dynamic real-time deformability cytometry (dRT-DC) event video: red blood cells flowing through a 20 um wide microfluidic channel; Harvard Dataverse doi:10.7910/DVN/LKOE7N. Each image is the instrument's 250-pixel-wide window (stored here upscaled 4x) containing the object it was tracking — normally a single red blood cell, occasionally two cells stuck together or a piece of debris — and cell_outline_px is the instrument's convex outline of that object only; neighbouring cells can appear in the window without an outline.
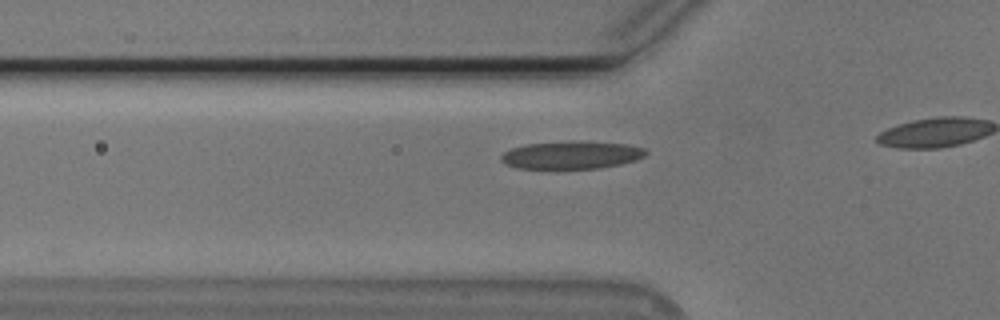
{"species": "Egyptian fruit bat (a non-hibernating species)", "species_latin": "Rousettus aegyptiacus", "temperature_condition": "cold", "stored_images_in_passage": 12, "camera_frame_rate_fps": 3000, "um_per_image_px": 0.085, "animal": {"sex": "male"}, "frame": {"image": 1, "passage_image": 7, "time_ms": 2.0, "image_size_px": [1000, 320], "cell_outline_px": [[648, 152], [644, 156], [636, 160], [620, 164], [600, 168], [516, 168], [500, 160], [500, 156], [504, 152], [512, 148], [524, 144], [572, 140], [580, 140], [628, 144], [644, 148]], "centroid_in_image_um": [48.59, 13.15], "position_along_channel_um": 77.2, "area_um2": 23.64}}